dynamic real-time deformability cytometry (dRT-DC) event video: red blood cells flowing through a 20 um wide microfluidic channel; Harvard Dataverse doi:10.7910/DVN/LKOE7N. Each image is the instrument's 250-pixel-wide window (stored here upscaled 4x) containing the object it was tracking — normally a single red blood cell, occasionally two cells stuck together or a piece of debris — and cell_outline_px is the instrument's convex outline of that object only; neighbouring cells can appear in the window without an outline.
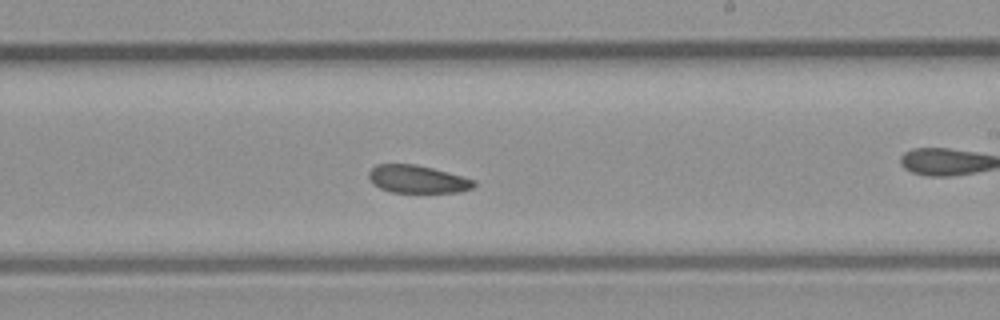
{"species": "common noctule bat (a hibernating species)", "species_latin": "Nyctalus noctula", "temperature_condition": "room temperature", "stored_images_in_passage": 41, "camera_frame_rate_fps": 3000, "um_per_image_px": 0.085, "animal": {"sex": "male", "body_mass_g": 23.1, "forearm_length_mm": 52.7}, "frame": {"image": 1, "passage_image": 24, "time_ms": 7.667, "image_size_px": [1000, 320], "cell_outline_px": [[476, 184], [472, 188], [460, 192], [392, 192], [380, 188], [372, 184], [368, 176], [368, 172], [376, 164], [416, 164], [432, 168], [476, 180]], "centroid_in_image_um": [35.46, 15.23], "position_along_channel_um": 253.5, "area_um2": 16.99}}